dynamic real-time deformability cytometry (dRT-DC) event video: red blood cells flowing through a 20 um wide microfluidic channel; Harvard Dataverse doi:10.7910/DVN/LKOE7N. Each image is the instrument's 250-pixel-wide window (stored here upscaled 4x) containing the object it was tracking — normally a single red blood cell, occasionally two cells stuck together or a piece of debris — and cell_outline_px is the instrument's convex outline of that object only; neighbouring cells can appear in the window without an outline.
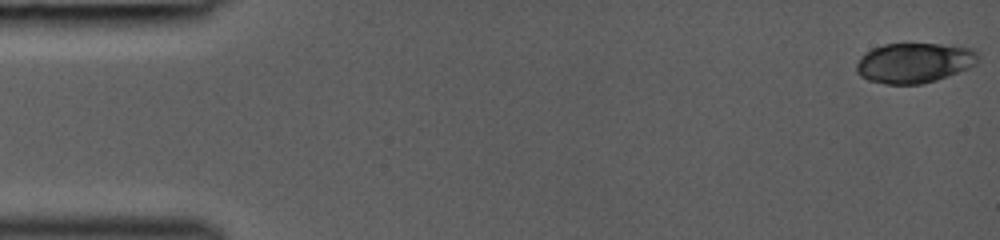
{"species": "common noctule bat (a hibernating species)", "species_latin": "Nyctalus noctula", "temperature_condition": "room temperature", "stored_images_in_passage": 43, "camera_frame_rate_fps": 3000, "um_per_image_px": 0.085, "animal": {"sex": "female", "body_mass_g": 19.0, "forearm_length_mm": 53.3}, "frame": {"image": 1, "passage_image": 1, "time_ms": 0.0, "image_size_px": [1000, 240], "cell_outline_px": [[980, 60], [976, 64], [968, 68], [936, 80], [924, 84], [884, 84], [868, 80], [860, 76], [856, 72], [856, 64], [860, 56], [864, 52], [872, 48], [884, 44], [964, 44], [972, 48], [980, 56]], "centroid_in_image_um": [77.73, 5.32], "position_along_channel_um": 7.3, "area_um2": 28.96}}
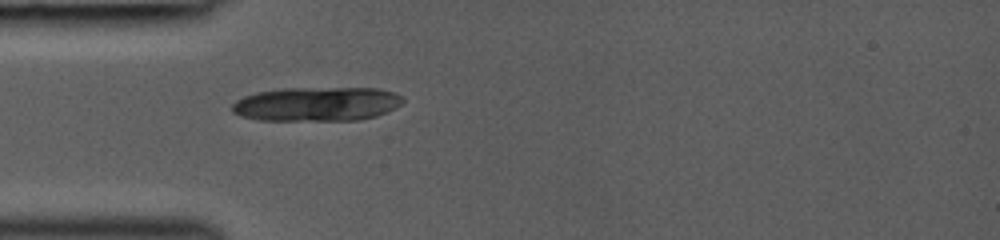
{"frame": {"image": 2, "passage_image": 14, "time_ms": 4.333, "image_size_px": [1000, 240], "cell_outline_px": [[404, 100], [396, 108], [388, 112], [376, 116], [360, 120], [260, 120], [240, 116], [232, 112], [232, 104], [236, 100], [244, 96], [256, 92], [284, 88], [380, 88], [396, 92], [404, 96]], "centroid_in_image_um": [26.97, 8.84], "position_along_channel_um": 58.0, "area_um2": 34.39}}